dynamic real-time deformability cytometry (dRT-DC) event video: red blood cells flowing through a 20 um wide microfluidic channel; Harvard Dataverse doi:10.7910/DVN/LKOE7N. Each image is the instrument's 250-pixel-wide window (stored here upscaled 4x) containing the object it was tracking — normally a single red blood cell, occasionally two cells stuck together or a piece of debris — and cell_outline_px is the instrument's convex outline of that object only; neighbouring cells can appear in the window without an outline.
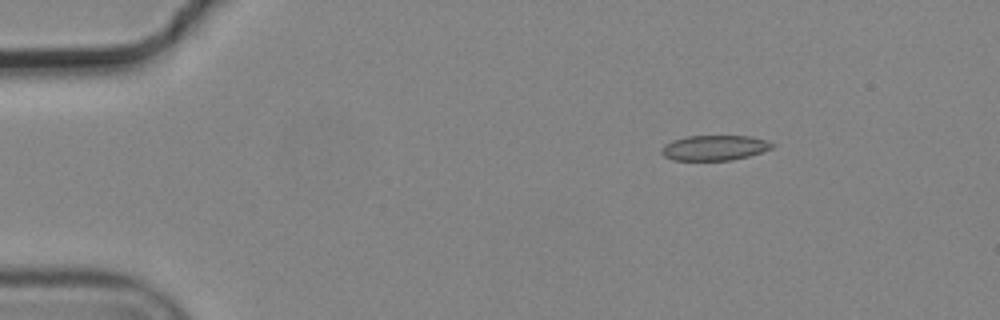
{"species": "common noctule bat (a hibernating species)", "species_latin": "Nyctalus noctula", "temperature_condition": "cold", "stored_images_in_passage": 5, "camera_frame_rate_fps": 3000, "um_per_image_px": 0.085, "animal": {"sex": "male", "body_mass_g": 19.2, "forearm_length_mm": 51.8}, "frame": {"image": 1, "passage_image": 2, "time_ms": 0.333, "image_size_px": [1000, 320], "cell_outline_px": [[772, 148], [748, 156], [732, 160], [672, 160], [664, 156], [660, 152], [664, 144], [672, 140], [688, 136], [752, 136], [764, 140], [772, 144]], "centroid_in_image_um": [60.67, 12.56], "position_along_channel_um": 24.3, "area_um2": 16.07}}